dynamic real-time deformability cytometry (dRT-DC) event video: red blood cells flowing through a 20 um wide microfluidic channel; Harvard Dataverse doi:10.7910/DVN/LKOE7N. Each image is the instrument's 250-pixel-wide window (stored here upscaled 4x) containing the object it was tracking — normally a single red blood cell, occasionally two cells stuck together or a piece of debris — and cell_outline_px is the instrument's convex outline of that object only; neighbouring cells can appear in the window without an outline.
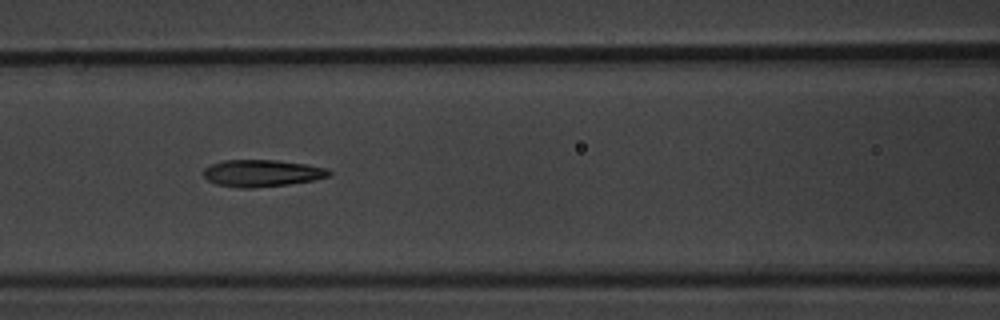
{"species": "common noctule bat (a hibernating species)", "species_latin": "Nyctalus noctula", "temperature_condition": "warm", "stored_images_in_passage": 10, "camera_frame_rate_fps": 3000, "um_per_image_px": 0.085, "animal": {"sex": "male", "body_mass_g": 20.1, "forearm_length_mm": 53.5}, "frame": {"image": 1, "passage_image": 6, "time_ms": 5.667, "image_size_px": [1000, 320], "cell_outline_px": [[332, 172], [328, 176], [316, 180], [288, 184], [252, 188], [240, 188], [216, 184], [208, 180], [204, 176], [204, 168], [212, 164], [224, 160], [276, 160], [304, 164], [328, 168]], "centroid_in_image_um": [22.27, 14.72], "position_along_channel_um": 144.3, "area_um2": 19.65}}
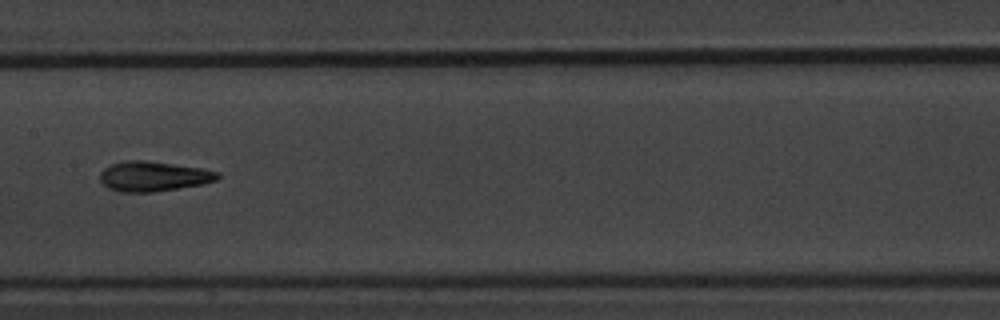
{"frame": {"image": 2, "passage_image": 7, "time_ms": 7.0, "image_size_px": [1000, 320], "cell_outline_px": [[220, 176], [216, 180], [204, 184], [152, 192], [120, 192], [108, 188], [100, 180], [100, 172], [104, 168], [112, 164], [124, 160], [148, 160], [200, 168], [220, 172]], "centroid_in_image_um": [13.03, 14.98], "position_along_channel_um": 194.4, "area_um2": 20.58}}